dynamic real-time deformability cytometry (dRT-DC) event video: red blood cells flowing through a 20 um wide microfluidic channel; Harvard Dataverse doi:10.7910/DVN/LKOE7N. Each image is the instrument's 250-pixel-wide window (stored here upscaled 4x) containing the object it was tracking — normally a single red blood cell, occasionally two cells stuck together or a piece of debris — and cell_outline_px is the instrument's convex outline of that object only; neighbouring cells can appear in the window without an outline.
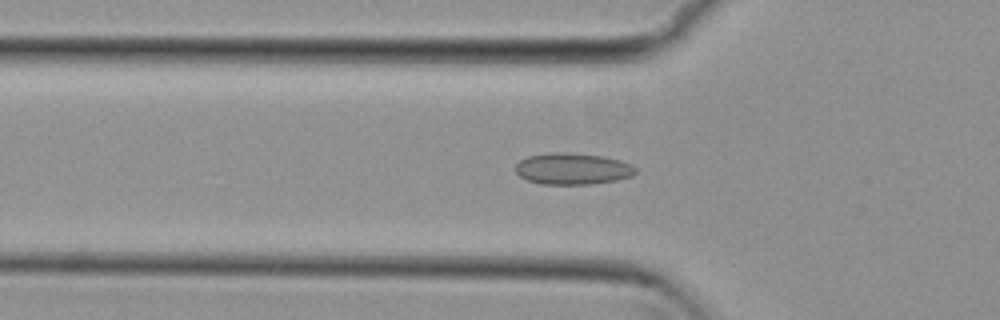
{"species": "common noctule bat (a hibernating species)", "species_latin": "Nyctalus noctula", "temperature_condition": "cold", "stored_images_in_passage": 50, "camera_frame_rate_fps": 3000, "um_per_image_px": 0.085, "animal": {"sex": "female", "body_mass_g": 29.2, "forearm_length_mm": 56.3}, "frame": {"image": 1, "passage_image": 18, "time_ms": 5.667, "image_size_px": [1000, 320], "cell_outline_px": [[636, 172], [632, 176], [616, 180], [592, 184], [540, 184], [528, 180], [520, 176], [516, 172], [516, 164], [520, 160], [528, 156], [548, 152], [564, 152], [600, 156], [620, 160], [636, 168]], "centroid_in_image_um": [48.64, 14.35], "position_along_channel_um": 77.2, "area_um2": 21.91}}
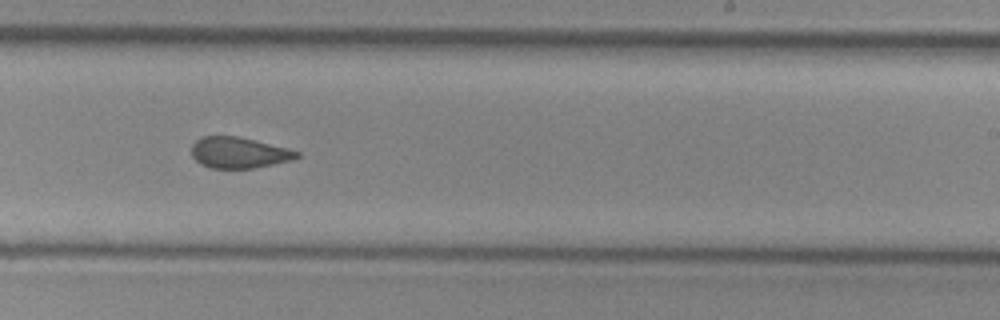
{"frame": {"image": 2, "passage_image": 33, "time_ms": 10.667, "image_size_px": [1000, 320], "cell_outline_px": [[300, 156], [292, 160], [252, 168], [212, 168], [200, 164], [192, 156], [192, 144], [200, 136], [240, 136], [288, 148], [300, 152]], "centroid_in_image_um": [20.3, 12.96], "position_along_channel_um": 268.7, "area_um2": 19.07}}
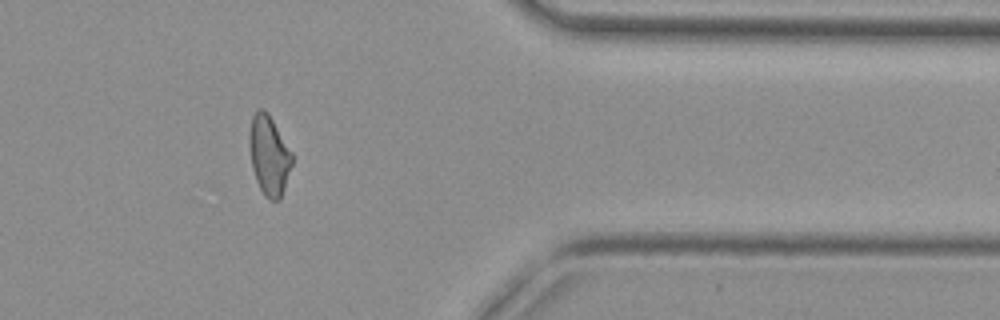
{"frame": {"image": 3, "passage_image": 44, "time_ms": 14.333, "image_size_px": [1000, 320], "cell_outline_px": [[292, 164], [280, 200], [268, 200], [264, 196], [256, 180], [252, 168], [248, 144], [248, 132], [252, 116], [260, 108], [264, 108], [268, 112], [292, 152]], "centroid_in_image_um": [22.84, 13.19], "position_along_channel_um": 388.6, "area_um2": 20.0}, "authors_computed_cell_mechanics": {"area_um2": 20.4612, "velocity_mm_per_s": 3.8214, "shape_relaxation_time_tau1_ms": null, "shape_relaxation_time_tau2_ms": 2.1884, "deformation_change_tau1": null, "deformation_change_tau2": 0.0746}}